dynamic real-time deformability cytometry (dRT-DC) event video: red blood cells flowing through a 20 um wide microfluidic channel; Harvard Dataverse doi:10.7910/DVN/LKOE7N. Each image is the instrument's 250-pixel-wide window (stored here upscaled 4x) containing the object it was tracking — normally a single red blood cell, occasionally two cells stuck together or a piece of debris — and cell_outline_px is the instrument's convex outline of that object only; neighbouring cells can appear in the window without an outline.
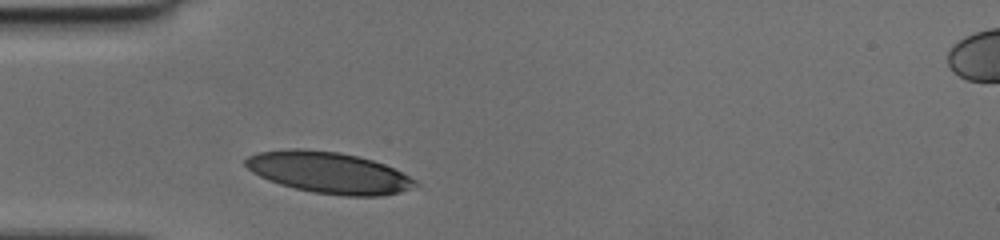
{"species": "human", "species_latin": "Homo sapiens", "temperature_condition": "cold", "stored_images_in_passage": 25, "camera_frame_rate_fps": 3000, "um_per_image_px": 0.085, "donor": {"sex": "female"}, "frame": {"image": 1, "passage_image": 1, "time_ms": 0.0, "image_size_px": [1000, 240], "cell_outline_px": [[420, 184], [396, 192], [380, 196], [344, 196], [312, 192], [280, 184], [268, 180], [252, 172], [244, 164], [244, 160], [248, 156], [256, 152], [292, 148], [300, 148], [340, 152], [372, 160], [384, 164], [416, 180]], "centroid_in_image_um": [27.89, 14.66], "position_along_channel_um": 57.1, "area_um2": 40.63}}
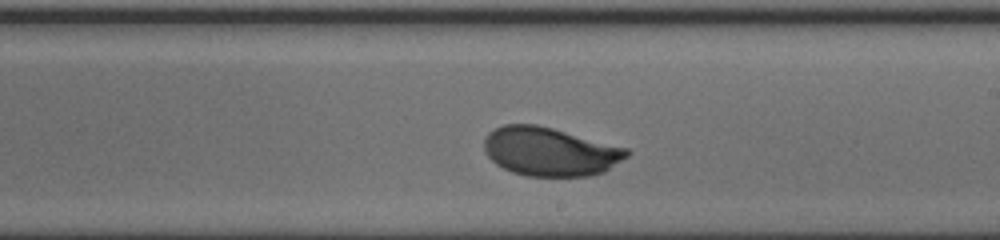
{"frame": {"image": 2, "passage_image": 15, "time_ms": 4.667, "image_size_px": [1000, 240], "cell_outline_px": [[632, 152], [628, 156], [604, 172], [588, 176], [528, 176], [512, 172], [496, 164], [488, 156], [484, 148], [484, 140], [488, 132], [504, 124], [536, 124], [552, 128], [628, 148]], "centroid_in_image_um": [46.75, 12.88], "position_along_channel_um": 242.2, "area_um2": 40.4}}
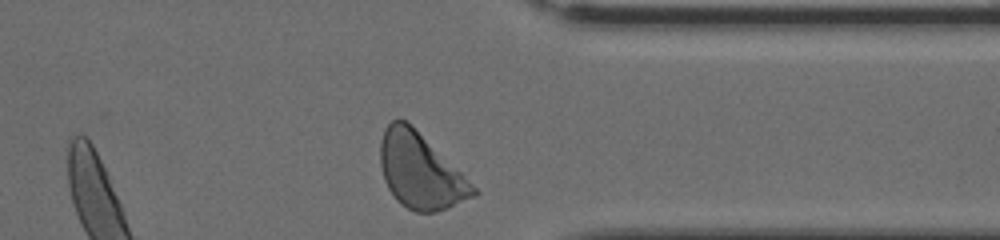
{"frame": {"image": 3, "passage_image": 25, "time_ms": 8.0, "image_size_px": [1000, 240], "cell_outline_px": [[480, 192], [476, 196], [436, 212], [416, 212], [400, 204], [396, 200], [388, 188], [384, 180], [380, 164], [380, 144], [384, 128], [392, 120], [404, 120], [412, 124]], "centroid_in_image_um": [35.7, 14.54], "position_along_channel_um": 375.7, "area_um2": 40.4}}